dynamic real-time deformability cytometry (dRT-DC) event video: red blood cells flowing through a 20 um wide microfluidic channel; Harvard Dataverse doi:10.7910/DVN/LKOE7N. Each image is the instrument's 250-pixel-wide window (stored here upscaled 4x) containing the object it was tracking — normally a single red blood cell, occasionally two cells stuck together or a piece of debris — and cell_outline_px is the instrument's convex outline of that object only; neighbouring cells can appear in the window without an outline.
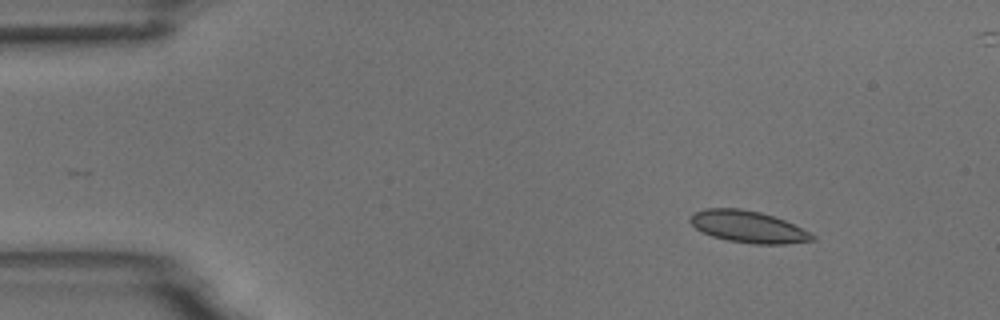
{"species": "common noctule bat (a hibernating species)", "species_latin": "Nyctalus noctula", "temperature_condition": "room temperature", "stored_images_in_passage": 10, "camera_frame_rate_fps": 3000, "um_per_image_px": 0.085, "animal": {"sex": "male", "body_mass_g": 18.8}, "frame": {"image": 1, "passage_image": 1, "time_ms": 0.0, "image_size_px": [1000, 320], "cell_outline_px": [[816, 240], [784, 244], [756, 244], [728, 240], [712, 236], [696, 228], [688, 220], [688, 216], [692, 212], [704, 208], [740, 208], [760, 212], [784, 220], [816, 236]], "centroid_in_image_um": [63.54, 19.26], "position_along_channel_um": 21.5, "area_um2": 22.54}}
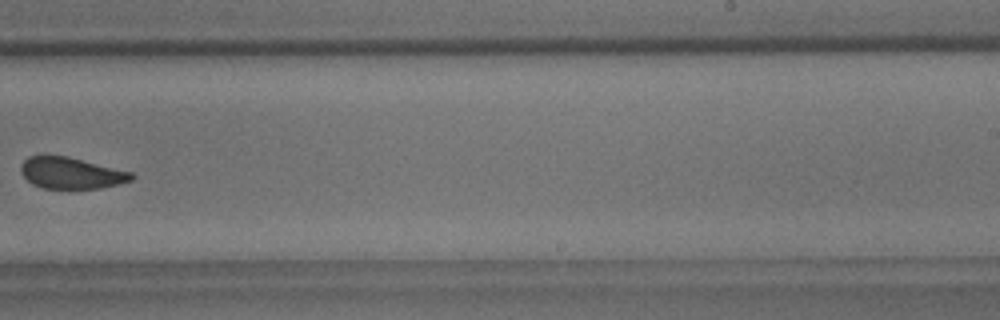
{"frame": {"image": 2, "passage_image": 9, "time_ms": 9.333, "image_size_px": [1000, 320], "cell_outline_px": [[136, 176], [132, 180], [100, 188], [44, 188], [32, 184], [20, 172], [20, 164], [28, 156], [68, 156], [132, 172]], "centroid_in_image_um": [6.04, 14.7], "position_along_channel_um": 283.0, "area_um2": 20.11}}
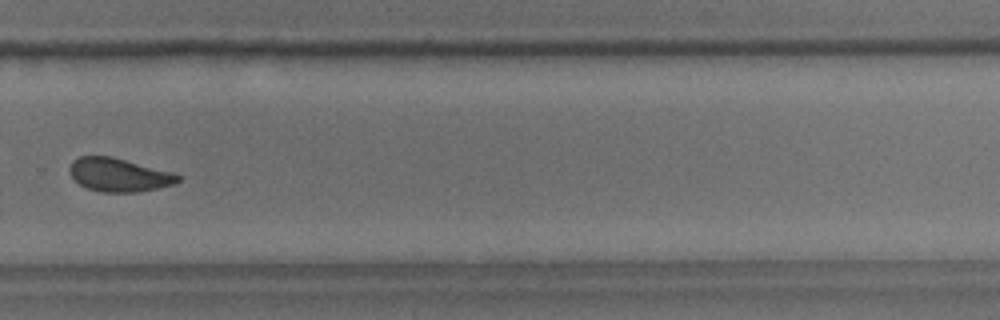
{"frame": {"image": 3, "passage_image": 10, "time_ms": 10.333, "image_size_px": [1000, 320], "cell_outline_px": [[180, 180], [172, 184], [156, 188], [136, 192], [100, 192], [88, 188], [80, 184], [68, 172], [68, 168], [72, 160], [80, 156], [112, 156], [172, 172], [180, 176]], "centroid_in_image_um": [10.06, 14.85], "position_along_channel_um": 319.7, "area_um2": 20.98}}